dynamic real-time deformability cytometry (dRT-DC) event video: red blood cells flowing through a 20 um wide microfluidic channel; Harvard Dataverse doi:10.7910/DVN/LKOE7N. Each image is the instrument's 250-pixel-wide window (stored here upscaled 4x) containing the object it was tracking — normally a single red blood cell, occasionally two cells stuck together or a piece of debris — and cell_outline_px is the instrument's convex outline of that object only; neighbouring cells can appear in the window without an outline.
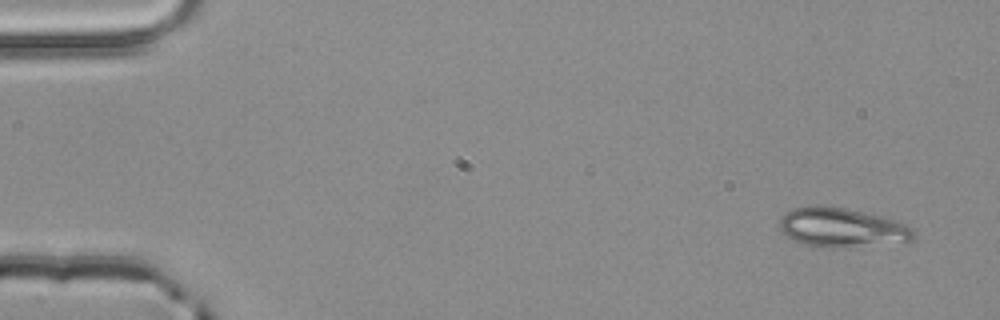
{"species": "common noctule bat (a hibernating species)", "species_latin": "Nyctalus noctula", "temperature_condition": "room temperature", "stored_images_in_passage": 3, "camera_frame_rate_fps": 3000, "um_per_image_px": 0.085, "animal": {"sex": "male", "body_mass_g": 20.4}, "frame": {"image": 1, "passage_image": 1, "time_ms": 0.0, "image_size_px": [1000, 320], "cell_outline_px": [[912, 240], [840, 248], [804, 244], [788, 236], [780, 228], [780, 216], [784, 212], [792, 208], [844, 208], [884, 216], [896, 220], [912, 228]], "centroid_in_image_um": [71.55, 19.35], "position_along_channel_um": 13.4, "area_um2": 29.54}}